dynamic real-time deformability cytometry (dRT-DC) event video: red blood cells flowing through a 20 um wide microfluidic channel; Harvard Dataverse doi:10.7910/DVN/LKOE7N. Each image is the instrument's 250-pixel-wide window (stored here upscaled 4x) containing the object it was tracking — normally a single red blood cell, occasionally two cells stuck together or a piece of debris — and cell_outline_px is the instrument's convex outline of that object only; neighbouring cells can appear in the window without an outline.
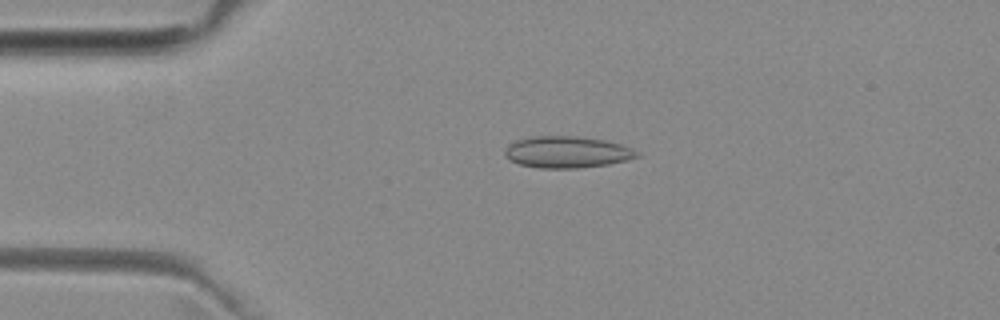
{"species": "common noctule bat (a hibernating species)", "species_latin": "Nyctalus noctula", "temperature_condition": "room temperature", "stored_images_in_passage": 5, "camera_frame_rate_fps": 3000, "um_per_image_px": 0.085, "animal": {"sex": "female", "body_mass_g": 29.2, "forearm_length_mm": 56.3}, "frame": {"image": 1, "passage_image": 4, "time_ms": 3.333, "image_size_px": [1000, 320], "cell_outline_px": [[640, 156], [628, 160], [608, 164], [576, 168], [540, 168], [520, 164], [508, 160], [504, 156], [504, 152], [508, 144], [516, 140], [528, 136], [572, 136], [604, 140], [620, 144], [632, 148], [640, 152]], "centroid_in_image_um": [48.17, 12.92], "position_along_channel_um": 36.8, "area_um2": 24.45}}
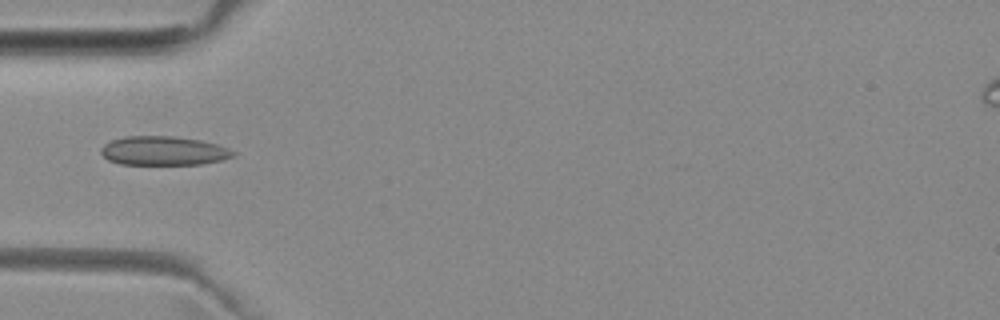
{"frame": {"image": 2, "passage_image": 5, "time_ms": 5.0, "image_size_px": [1000, 320], "cell_outline_px": [[236, 152], [232, 156], [224, 160], [200, 164], [120, 164], [108, 160], [100, 152], [100, 148], [104, 144], [112, 140], [124, 136], [176, 136], [200, 140], [216, 144], [228, 148]], "centroid_in_image_um": [13.89, 12.81], "position_along_channel_um": 71.1, "area_um2": 22.37}}